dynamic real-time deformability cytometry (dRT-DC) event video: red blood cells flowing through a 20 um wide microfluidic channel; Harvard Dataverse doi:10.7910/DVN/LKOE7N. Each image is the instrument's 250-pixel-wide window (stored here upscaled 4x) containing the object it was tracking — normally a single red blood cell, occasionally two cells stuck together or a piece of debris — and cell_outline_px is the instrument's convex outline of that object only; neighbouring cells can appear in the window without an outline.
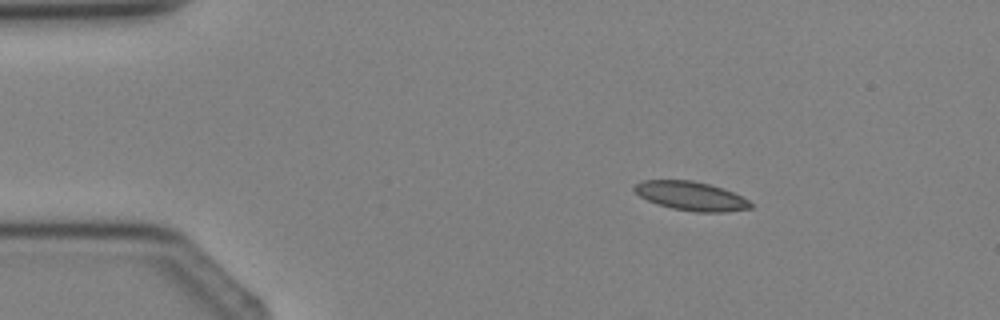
{"species": "Egyptian fruit bat (a non-hibernating species)", "species_latin": "Rousettus aegyptiacus", "temperature_condition": "cold", "stored_images_in_passage": 2, "camera_frame_rate_fps": 3000, "um_per_image_px": 0.085, "animal": {"sex": "female"}, "frame": {"image": 1, "passage_image": 1, "time_ms": 0.0, "image_size_px": [1000, 320], "cell_outline_px": [[752, 208], [724, 212], [696, 212], [672, 208], [656, 204], [640, 196], [632, 188], [636, 184], [644, 180], [692, 180], [708, 184], [732, 192], [748, 200], [752, 204]], "centroid_in_image_um": [58.72, 16.66], "position_along_channel_um": 26.3, "area_um2": 19.36}}